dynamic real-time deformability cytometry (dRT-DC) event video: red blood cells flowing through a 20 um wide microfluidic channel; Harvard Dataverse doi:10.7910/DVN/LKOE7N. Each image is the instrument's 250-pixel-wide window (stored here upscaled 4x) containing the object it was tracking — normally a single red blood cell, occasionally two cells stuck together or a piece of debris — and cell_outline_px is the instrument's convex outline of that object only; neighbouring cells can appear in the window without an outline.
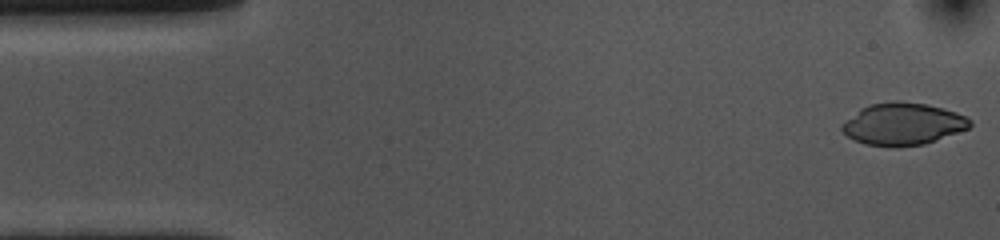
{"species": "common noctule bat (a hibernating species)", "species_latin": "Nyctalus noctula", "temperature_condition": "cold", "stored_images_in_passage": 54, "camera_frame_rate_fps": 3000, "um_per_image_px": 0.085, "animal": {"sex": "female", "body_mass_g": 10.0, "forearm_length_mm": 53.1}, "frame": {"image": 1, "passage_image": 1, "time_ms": 0.0, "image_size_px": [1000, 240], "cell_outline_px": [[972, 124], [968, 128], [936, 140], [924, 144], [896, 148], [892, 148], [864, 144], [848, 136], [840, 128], [840, 124], [860, 108], [872, 104], [892, 100], [896, 100], [924, 104], [944, 108], [956, 112], [972, 120]], "centroid_in_image_um": [76.72, 10.55], "position_along_channel_um": 8.3, "area_um2": 31.62}}